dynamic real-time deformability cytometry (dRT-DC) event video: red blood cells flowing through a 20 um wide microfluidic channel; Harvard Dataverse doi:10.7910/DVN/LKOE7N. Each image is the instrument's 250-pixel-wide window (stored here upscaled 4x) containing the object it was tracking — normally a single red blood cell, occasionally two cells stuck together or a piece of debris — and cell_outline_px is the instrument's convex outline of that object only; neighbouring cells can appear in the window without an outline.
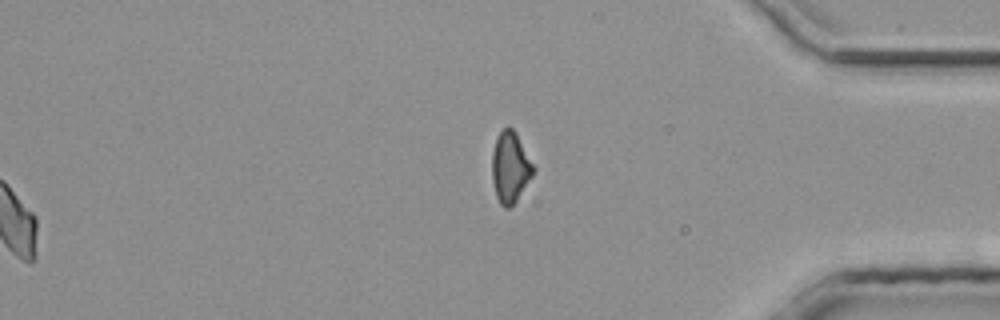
{"species": "common noctule bat (a hibernating species)", "species_latin": "Nyctalus noctula", "temperature_condition": "room temperature", "stored_images_in_passage": 28, "segment_of_instrument_passage": [2, 2], "camera_frame_rate_fps": 3000, "um_per_image_px": 0.085, "animal": {"sex": "male", "body_mass_g": 20.4}, "frame": {"image": 1, "passage_image": 28, "time_ms": 9.0, "image_size_px": [1000, 320], "cell_outline_px": [[536, 168], [532, 176], [516, 200], [508, 208], [504, 208], [500, 204], [496, 196], [492, 180], [492, 152], [496, 136], [508, 124], [516, 132]], "centroid_in_image_um": [43.36, 14.18], "position_along_channel_um": 391.8, "area_um2": 17.17}}